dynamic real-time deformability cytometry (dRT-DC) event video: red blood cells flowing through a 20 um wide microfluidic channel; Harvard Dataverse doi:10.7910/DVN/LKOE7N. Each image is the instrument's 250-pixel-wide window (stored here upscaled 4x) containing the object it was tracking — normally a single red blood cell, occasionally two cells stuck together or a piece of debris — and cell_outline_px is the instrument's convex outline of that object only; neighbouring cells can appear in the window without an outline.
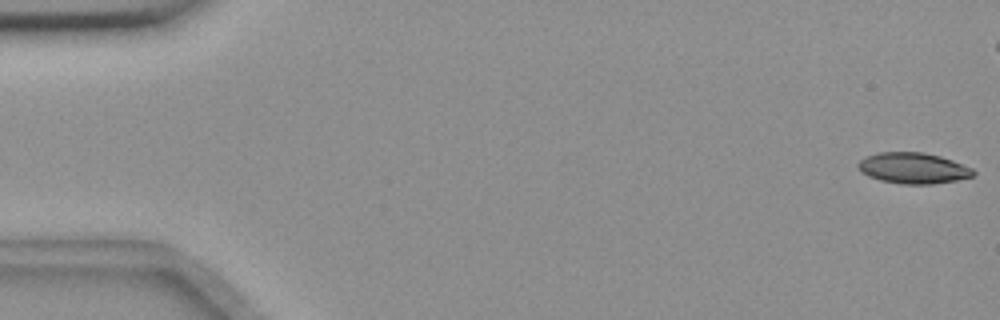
{"species": "common noctule bat (a hibernating species)", "species_latin": "Nyctalus noctula", "temperature_condition": "room temperature", "stored_images_in_passage": 49, "camera_frame_rate_fps": 3000, "um_per_image_px": 0.085, "animal": {"sex": "female", "body_mass_g": 18.4}, "frame": {"image": 1, "passage_image": 1, "time_ms": 0.0, "image_size_px": [1000, 320], "cell_outline_px": [[976, 172], [972, 176], [956, 180], [932, 184], [900, 184], [880, 180], [868, 176], [860, 172], [856, 164], [860, 160], [876, 152], [924, 152], [940, 156], [952, 160], [972, 168]], "centroid_in_image_um": [77.59, 14.29], "position_along_channel_um": 7.4, "area_um2": 20.81}}
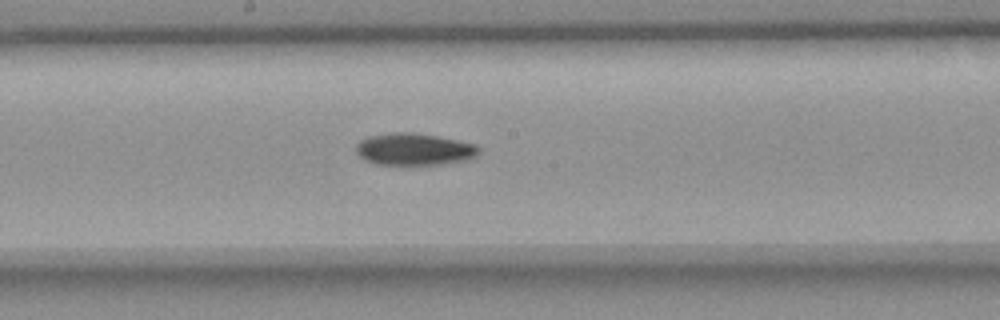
{"frame": {"image": 2, "passage_image": 30, "time_ms": 9.667, "image_size_px": [1000, 320], "cell_outline_px": [[480, 152], [476, 156], [464, 160], [440, 164], [376, 164], [364, 160], [356, 152], [356, 144], [360, 140], [368, 136], [392, 132], [412, 132], [436, 136], [476, 144], [480, 148]], "centroid_in_image_um": [35.18, 12.67], "position_along_channel_um": 213.0, "area_um2": 22.83}}
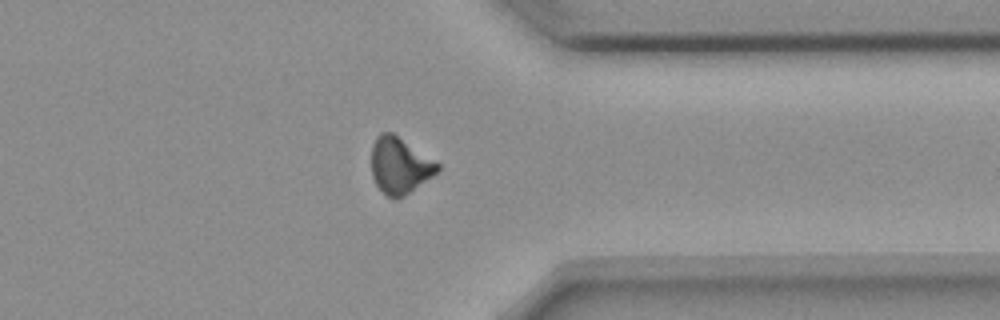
{"frame": {"image": 3, "passage_image": 44, "time_ms": 14.333, "image_size_px": [1000, 320], "cell_outline_px": [[440, 168], [432, 176], [404, 196], [396, 200], [388, 196], [376, 184], [372, 176], [372, 144], [376, 136], [380, 132], [392, 132], [440, 164]], "centroid_in_image_um": [33.95, 14.06], "position_along_channel_um": 377.4, "area_um2": 21.44}, "authors_computed_cell_mechanics": {"area_um2": 22.0796, "velocity_mm_per_s": 3.6444, "shape_relaxation_time_tau1_ms": 8.6489, "shape_relaxation_time_tau2_ms": null, "deformation_change_tau1": 0.1896, "deformation_change_tau2": null}}